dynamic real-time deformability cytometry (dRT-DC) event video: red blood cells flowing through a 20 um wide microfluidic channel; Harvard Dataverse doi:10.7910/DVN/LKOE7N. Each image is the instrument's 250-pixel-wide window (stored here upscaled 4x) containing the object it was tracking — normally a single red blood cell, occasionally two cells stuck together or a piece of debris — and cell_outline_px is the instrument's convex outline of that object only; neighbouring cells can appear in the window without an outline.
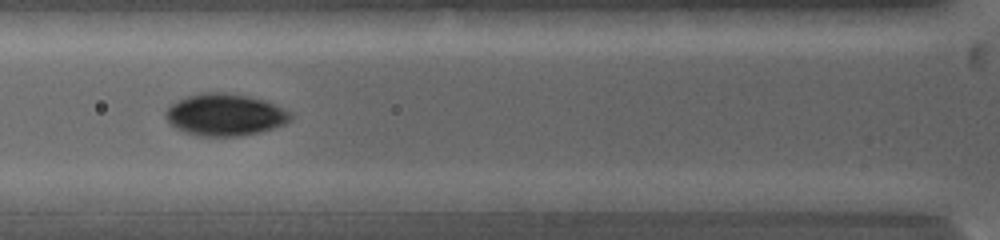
{"species": "common noctule bat (a hibernating species)", "species_latin": "Nyctalus noctula", "temperature_condition": "warm", "stored_images_in_passage": 6, "camera_frame_rate_fps": 5000, "um_per_image_px": 0.085, "animal": {"sex": "female", "body_mass_g": 19.0, "forearm_length_mm": 53.3}, "frame": {"image": 1, "passage_image": 5, "time_ms": 3.4, "image_size_px": [1000, 240], "cell_outline_px": [[292, 120], [284, 124], [272, 128], [256, 132], [236, 136], [196, 136], [184, 132], [176, 128], [164, 116], [164, 112], [176, 100], [200, 92], [224, 92], [248, 96], [264, 100], [276, 104], [292, 112]], "centroid_in_image_um": [19.12, 9.74], "position_along_channel_um": 106.7, "area_um2": 30.63}}